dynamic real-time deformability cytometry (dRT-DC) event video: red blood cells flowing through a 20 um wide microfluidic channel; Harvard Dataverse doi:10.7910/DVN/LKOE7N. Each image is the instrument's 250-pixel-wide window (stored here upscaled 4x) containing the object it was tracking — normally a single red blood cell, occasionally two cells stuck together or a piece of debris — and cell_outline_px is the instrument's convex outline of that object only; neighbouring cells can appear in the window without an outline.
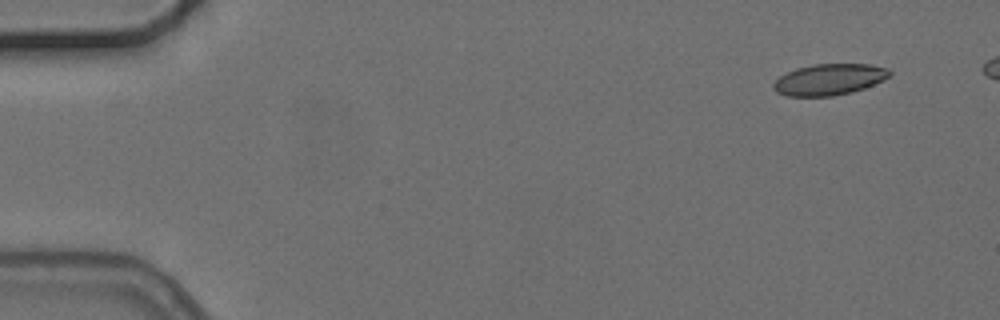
{"species": "common noctule bat (a hibernating species)", "species_latin": "Nyctalus noctula", "temperature_condition": "cold", "stored_images_in_passage": 5, "camera_frame_rate_fps": 3000, "um_per_image_px": 0.085, "animal": {"sex": "female", "body_mass_g": 24.6, "forearm_length_mm": 56.2}, "frame": {"image": 1, "passage_image": 1, "time_ms": 0.0, "image_size_px": [1000, 320], "cell_outline_px": [[892, 72], [884, 80], [864, 88], [852, 92], [832, 96], [788, 96], [776, 92], [772, 88], [772, 84], [780, 76], [796, 68], [812, 64], [872, 64], [888, 68]], "centroid_in_image_um": [70.48, 6.75], "position_along_channel_um": 14.5, "area_um2": 21.21}}